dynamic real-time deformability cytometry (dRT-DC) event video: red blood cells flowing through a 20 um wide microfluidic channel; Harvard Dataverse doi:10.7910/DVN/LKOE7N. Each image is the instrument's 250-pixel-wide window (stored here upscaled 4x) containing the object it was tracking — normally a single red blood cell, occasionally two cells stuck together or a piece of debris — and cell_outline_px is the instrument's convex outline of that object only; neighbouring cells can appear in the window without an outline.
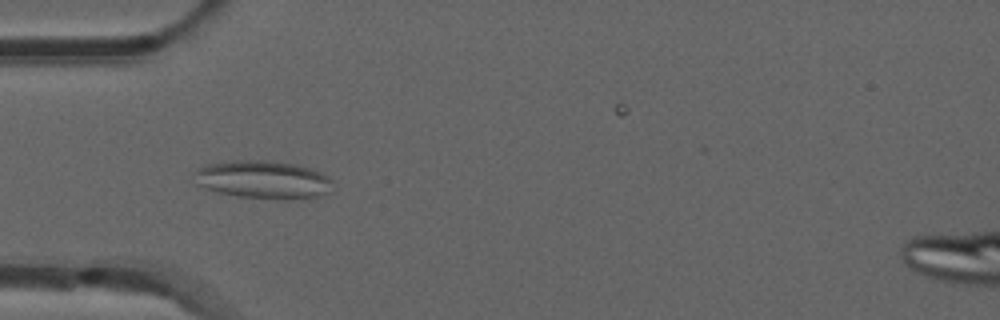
{"species": "common noctule bat (a hibernating species)", "species_latin": "Nyctalus noctula", "temperature_condition": "room temperature", "stored_images_in_passage": 41, "camera_frame_rate_fps": 3000, "um_per_image_px": 0.085, "animal": {"sex": "male", "forearm_length_mm": 52.5}, "frame": {"image": 1, "passage_image": 8, "time_ms": 2.333, "image_size_px": [1000, 320], "cell_outline_px": [[332, 180], [328, 192], [320, 196], [284, 200], [240, 196], [220, 192], [196, 184], [196, 172], [200, 168], [208, 164], [236, 160], [264, 160], [296, 164], [320, 172], [328, 176]], "centroid_in_image_um": [22.4, 15.27], "position_along_channel_um": 62.6, "area_um2": 30.23}}
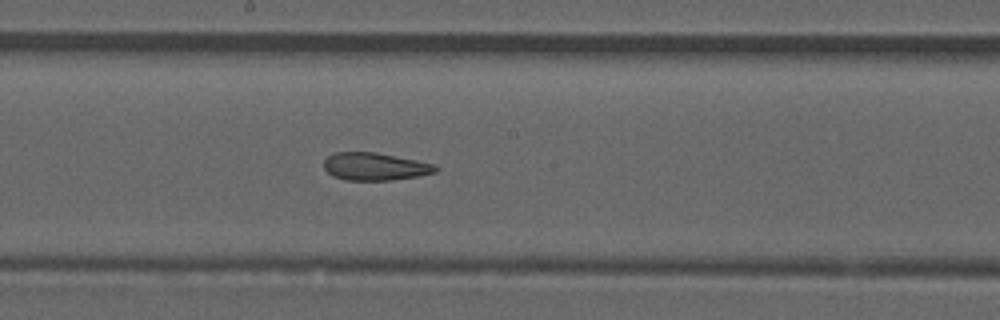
{"frame": {"image": 2, "passage_image": 20, "time_ms": 6.333, "image_size_px": [1000, 320], "cell_outline_px": [[440, 168], [436, 172], [420, 176], [392, 180], [344, 180], [332, 176], [324, 168], [324, 160], [328, 156], [336, 152], [372, 152], [416, 160], [436, 164]], "centroid_in_image_um": [31.89, 14.16], "position_along_channel_um": 216.3, "area_um2": 18.03}}
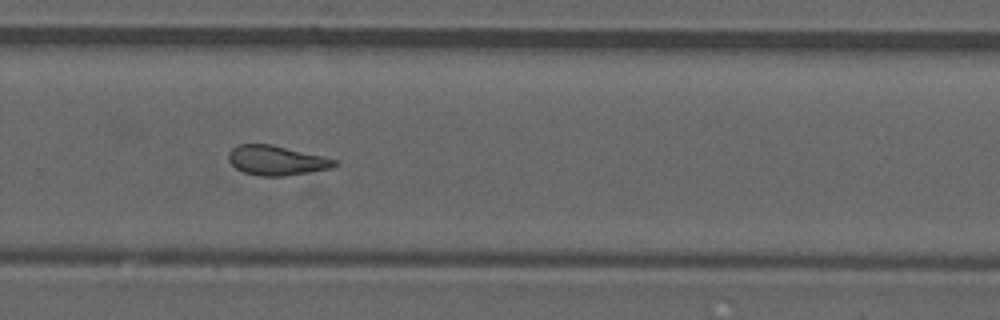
{"frame": {"image": 3, "passage_image": 27, "time_ms": 8.667, "image_size_px": [1000, 320], "cell_outline_px": [[336, 164], [328, 168], [308, 172], [284, 176], [260, 176], [244, 172], [236, 168], [228, 160], [228, 152], [236, 144], [272, 144], [336, 160]], "centroid_in_image_um": [23.41, 13.63], "position_along_channel_um": 306.4, "area_um2": 17.98}, "authors_computed_cell_mechanics": {"area_um2": 18.5538, "velocity_mm_per_s": 3.8735, "shape_relaxation_time_tau1_ms": null, "shape_relaxation_time_tau2_ms": 2.5669, "deformation_change_tau1": null, "deformation_change_tau2": 0.1158}}